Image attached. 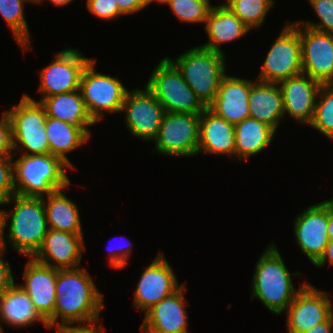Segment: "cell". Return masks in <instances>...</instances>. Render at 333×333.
<instances>
[{
    "mask_svg": "<svg viewBox=\"0 0 333 333\" xmlns=\"http://www.w3.org/2000/svg\"><path fill=\"white\" fill-rule=\"evenodd\" d=\"M53 326L89 323L99 320L104 307L103 294L84 268L57 270ZM61 322L57 323V319Z\"/></svg>",
    "mask_w": 333,
    "mask_h": 333,
    "instance_id": "6da1fadb",
    "label": "cell"
},
{
    "mask_svg": "<svg viewBox=\"0 0 333 333\" xmlns=\"http://www.w3.org/2000/svg\"><path fill=\"white\" fill-rule=\"evenodd\" d=\"M8 204H15V207L12 211L3 209L1 245L7 249L9 241L19 254L32 258L41 247L49 229L43 197H24L14 194L3 203L5 206ZM6 227L9 228L8 239L4 236Z\"/></svg>",
    "mask_w": 333,
    "mask_h": 333,
    "instance_id": "7a4b0ae2",
    "label": "cell"
},
{
    "mask_svg": "<svg viewBox=\"0 0 333 333\" xmlns=\"http://www.w3.org/2000/svg\"><path fill=\"white\" fill-rule=\"evenodd\" d=\"M300 274L290 273L274 242L269 244L256 262L251 284V299L258 298L270 312L276 315L283 313L307 283H300L298 290L294 287L292 275Z\"/></svg>",
    "mask_w": 333,
    "mask_h": 333,
    "instance_id": "3957f363",
    "label": "cell"
},
{
    "mask_svg": "<svg viewBox=\"0 0 333 333\" xmlns=\"http://www.w3.org/2000/svg\"><path fill=\"white\" fill-rule=\"evenodd\" d=\"M72 168L62 158L52 154H32L13 161L15 193L24 197H44L69 187L67 169Z\"/></svg>",
    "mask_w": 333,
    "mask_h": 333,
    "instance_id": "277c9868",
    "label": "cell"
},
{
    "mask_svg": "<svg viewBox=\"0 0 333 333\" xmlns=\"http://www.w3.org/2000/svg\"><path fill=\"white\" fill-rule=\"evenodd\" d=\"M169 59L207 108L217 96L221 79L226 74L225 54L198 46L189 49L174 61Z\"/></svg>",
    "mask_w": 333,
    "mask_h": 333,
    "instance_id": "5b68a950",
    "label": "cell"
},
{
    "mask_svg": "<svg viewBox=\"0 0 333 333\" xmlns=\"http://www.w3.org/2000/svg\"><path fill=\"white\" fill-rule=\"evenodd\" d=\"M145 87L154 94L165 112L200 114L206 108L168 57L153 69Z\"/></svg>",
    "mask_w": 333,
    "mask_h": 333,
    "instance_id": "8992f818",
    "label": "cell"
},
{
    "mask_svg": "<svg viewBox=\"0 0 333 333\" xmlns=\"http://www.w3.org/2000/svg\"><path fill=\"white\" fill-rule=\"evenodd\" d=\"M11 122L13 155L50 154L46 136V112L42 104L24 94L17 105L7 110ZM21 146V147H20Z\"/></svg>",
    "mask_w": 333,
    "mask_h": 333,
    "instance_id": "52a82bcc",
    "label": "cell"
},
{
    "mask_svg": "<svg viewBox=\"0 0 333 333\" xmlns=\"http://www.w3.org/2000/svg\"><path fill=\"white\" fill-rule=\"evenodd\" d=\"M96 60L92 59L84 69L79 90L88 114L95 123L103 113H121L127 88L116 77L95 71Z\"/></svg>",
    "mask_w": 333,
    "mask_h": 333,
    "instance_id": "ba28073f",
    "label": "cell"
},
{
    "mask_svg": "<svg viewBox=\"0 0 333 333\" xmlns=\"http://www.w3.org/2000/svg\"><path fill=\"white\" fill-rule=\"evenodd\" d=\"M300 74L302 54L299 23L288 21L267 53L257 80L280 83Z\"/></svg>",
    "mask_w": 333,
    "mask_h": 333,
    "instance_id": "9c48e42d",
    "label": "cell"
},
{
    "mask_svg": "<svg viewBox=\"0 0 333 333\" xmlns=\"http://www.w3.org/2000/svg\"><path fill=\"white\" fill-rule=\"evenodd\" d=\"M200 114L165 112L155 149L165 156L198 155Z\"/></svg>",
    "mask_w": 333,
    "mask_h": 333,
    "instance_id": "30bf717a",
    "label": "cell"
},
{
    "mask_svg": "<svg viewBox=\"0 0 333 333\" xmlns=\"http://www.w3.org/2000/svg\"><path fill=\"white\" fill-rule=\"evenodd\" d=\"M55 60L40 71L39 92L42 98L79 90L81 76L93 59L84 57L77 49L67 48L55 55Z\"/></svg>",
    "mask_w": 333,
    "mask_h": 333,
    "instance_id": "8fae6325",
    "label": "cell"
},
{
    "mask_svg": "<svg viewBox=\"0 0 333 333\" xmlns=\"http://www.w3.org/2000/svg\"><path fill=\"white\" fill-rule=\"evenodd\" d=\"M121 112L126 113V126L133 136L155 140L165 111L147 87L127 91Z\"/></svg>",
    "mask_w": 333,
    "mask_h": 333,
    "instance_id": "7c38bea8",
    "label": "cell"
},
{
    "mask_svg": "<svg viewBox=\"0 0 333 333\" xmlns=\"http://www.w3.org/2000/svg\"><path fill=\"white\" fill-rule=\"evenodd\" d=\"M302 73L321 84H333V34L299 24Z\"/></svg>",
    "mask_w": 333,
    "mask_h": 333,
    "instance_id": "4fadbf2b",
    "label": "cell"
},
{
    "mask_svg": "<svg viewBox=\"0 0 333 333\" xmlns=\"http://www.w3.org/2000/svg\"><path fill=\"white\" fill-rule=\"evenodd\" d=\"M329 294L307 282L286 309L288 333H304L331 316Z\"/></svg>",
    "mask_w": 333,
    "mask_h": 333,
    "instance_id": "5bb4252c",
    "label": "cell"
},
{
    "mask_svg": "<svg viewBox=\"0 0 333 333\" xmlns=\"http://www.w3.org/2000/svg\"><path fill=\"white\" fill-rule=\"evenodd\" d=\"M176 278L163 253H159L140 276L134 294V307L146 313L181 286Z\"/></svg>",
    "mask_w": 333,
    "mask_h": 333,
    "instance_id": "9a60e30c",
    "label": "cell"
},
{
    "mask_svg": "<svg viewBox=\"0 0 333 333\" xmlns=\"http://www.w3.org/2000/svg\"><path fill=\"white\" fill-rule=\"evenodd\" d=\"M24 285H18L30 298L38 315L53 328L57 269L29 258L24 270Z\"/></svg>",
    "mask_w": 333,
    "mask_h": 333,
    "instance_id": "2e32d148",
    "label": "cell"
},
{
    "mask_svg": "<svg viewBox=\"0 0 333 333\" xmlns=\"http://www.w3.org/2000/svg\"><path fill=\"white\" fill-rule=\"evenodd\" d=\"M327 200L308 207L294 221L297 245L315 264L329 243L327 232Z\"/></svg>",
    "mask_w": 333,
    "mask_h": 333,
    "instance_id": "e0dca14e",
    "label": "cell"
},
{
    "mask_svg": "<svg viewBox=\"0 0 333 333\" xmlns=\"http://www.w3.org/2000/svg\"><path fill=\"white\" fill-rule=\"evenodd\" d=\"M82 250H85L83 234L48 229L41 247L32 258L57 270L73 269L81 265Z\"/></svg>",
    "mask_w": 333,
    "mask_h": 333,
    "instance_id": "ac0fdd59",
    "label": "cell"
},
{
    "mask_svg": "<svg viewBox=\"0 0 333 333\" xmlns=\"http://www.w3.org/2000/svg\"><path fill=\"white\" fill-rule=\"evenodd\" d=\"M185 283L145 313L143 333H190L187 327Z\"/></svg>",
    "mask_w": 333,
    "mask_h": 333,
    "instance_id": "d6986e66",
    "label": "cell"
},
{
    "mask_svg": "<svg viewBox=\"0 0 333 333\" xmlns=\"http://www.w3.org/2000/svg\"><path fill=\"white\" fill-rule=\"evenodd\" d=\"M278 85L282 93L284 115L287 113L298 123L309 125L322 84L302 73L283 80Z\"/></svg>",
    "mask_w": 333,
    "mask_h": 333,
    "instance_id": "ffe728a7",
    "label": "cell"
},
{
    "mask_svg": "<svg viewBox=\"0 0 333 333\" xmlns=\"http://www.w3.org/2000/svg\"><path fill=\"white\" fill-rule=\"evenodd\" d=\"M253 83L225 74L221 79L217 96L207 108L233 125L240 123L250 117L248 100Z\"/></svg>",
    "mask_w": 333,
    "mask_h": 333,
    "instance_id": "44dd1931",
    "label": "cell"
},
{
    "mask_svg": "<svg viewBox=\"0 0 333 333\" xmlns=\"http://www.w3.org/2000/svg\"><path fill=\"white\" fill-rule=\"evenodd\" d=\"M227 154L235 158L234 125L208 108L200 113L198 153Z\"/></svg>",
    "mask_w": 333,
    "mask_h": 333,
    "instance_id": "7402d4cb",
    "label": "cell"
},
{
    "mask_svg": "<svg viewBox=\"0 0 333 333\" xmlns=\"http://www.w3.org/2000/svg\"><path fill=\"white\" fill-rule=\"evenodd\" d=\"M205 30L208 35V43L202 47L215 52L223 53L221 44L233 42L251 31L240 18L223 3L212 6L208 13Z\"/></svg>",
    "mask_w": 333,
    "mask_h": 333,
    "instance_id": "603a6c76",
    "label": "cell"
},
{
    "mask_svg": "<svg viewBox=\"0 0 333 333\" xmlns=\"http://www.w3.org/2000/svg\"><path fill=\"white\" fill-rule=\"evenodd\" d=\"M250 117L271 126L276 132L284 117L282 93L278 83L256 80L249 95Z\"/></svg>",
    "mask_w": 333,
    "mask_h": 333,
    "instance_id": "cb8c5ba5",
    "label": "cell"
},
{
    "mask_svg": "<svg viewBox=\"0 0 333 333\" xmlns=\"http://www.w3.org/2000/svg\"><path fill=\"white\" fill-rule=\"evenodd\" d=\"M39 102L47 117L65 121L78 128L88 129L96 124L87 112L80 90L41 98Z\"/></svg>",
    "mask_w": 333,
    "mask_h": 333,
    "instance_id": "d4e9b609",
    "label": "cell"
},
{
    "mask_svg": "<svg viewBox=\"0 0 333 333\" xmlns=\"http://www.w3.org/2000/svg\"><path fill=\"white\" fill-rule=\"evenodd\" d=\"M0 321L18 328L42 322L47 328V323L38 315L28 295L17 284L0 295ZM0 330L3 331L1 323Z\"/></svg>",
    "mask_w": 333,
    "mask_h": 333,
    "instance_id": "484cf974",
    "label": "cell"
},
{
    "mask_svg": "<svg viewBox=\"0 0 333 333\" xmlns=\"http://www.w3.org/2000/svg\"><path fill=\"white\" fill-rule=\"evenodd\" d=\"M235 157L239 160L249 158L266 149L273 140L276 131L268 124L247 117L234 125Z\"/></svg>",
    "mask_w": 333,
    "mask_h": 333,
    "instance_id": "4316f807",
    "label": "cell"
},
{
    "mask_svg": "<svg viewBox=\"0 0 333 333\" xmlns=\"http://www.w3.org/2000/svg\"><path fill=\"white\" fill-rule=\"evenodd\" d=\"M46 136L49 142L50 154L62 158L73 169L67 153L82 147L90 138V131L87 128H78L65 121L56 120L51 117L46 119Z\"/></svg>",
    "mask_w": 333,
    "mask_h": 333,
    "instance_id": "83f0119b",
    "label": "cell"
},
{
    "mask_svg": "<svg viewBox=\"0 0 333 333\" xmlns=\"http://www.w3.org/2000/svg\"><path fill=\"white\" fill-rule=\"evenodd\" d=\"M43 205L49 229L83 234L78 206L68 199L62 189L44 196Z\"/></svg>",
    "mask_w": 333,
    "mask_h": 333,
    "instance_id": "f1b7e54d",
    "label": "cell"
},
{
    "mask_svg": "<svg viewBox=\"0 0 333 333\" xmlns=\"http://www.w3.org/2000/svg\"><path fill=\"white\" fill-rule=\"evenodd\" d=\"M33 0H0V15L10 27L18 45L23 50L31 49L30 34L24 16V4Z\"/></svg>",
    "mask_w": 333,
    "mask_h": 333,
    "instance_id": "f546056e",
    "label": "cell"
},
{
    "mask_svg": "<svg viewBox=\"0 0 333 333\" xmlns=\"http://www.w3.org/2000/svg\"><path fill=\"white\" fill-rule=\"evenodd\" d=\"M226 1V2H225ZM224 5L234 12L249 28L254 29L264 23L266 14L275 4L274 0H225ZM254 27V28H253Z\"/></svg>",
    "mask_w": 333,
    "mask_h": 333,
    "instance_id": "4dcf8cb0",
    "label": "cell"
},
{
    "mask_svg": "<svg viewBox=\"0 0 333 333\" xmlns=\"http://www.w3.org/2000/svg\"><path fill=\"white\" fill-rule=\"evenodd\" d=\"M321 96V97H320ZM316 99L314 116L309 124L333 141V84H322Z\"/></svg>",
    "mask_w": 333,
    "mask_h": 333,
    "instance_id": "1f68e13d",
    "label": "cell"
},
{
    "mask_svg": "<svg viewBox=\"0 0 333 333\" xmlns=\"http://www.w3.org/2000/svg\"><path fill=\"white\" fill-rule=\"evenodd\" d=\"M169 7L181 22L205 23L212 8L209 0H170Z\"/></svg>",
    "mask_w": 333,
    "mask_h": 333,
    "instance_id": "d6a6232c",
    "label": "cell"
},
{
    "mask_svg": "<svg viewBox=\"0 0 333 333\" xmlns=\"http://www.w3.org/2000/svg\"><path fill=\"white\" fill-rule=\"evenodd\" d=\"M320 22L297 21L300 25L333 34V0H309Z\"/></svg>",
    "mask_w": 333,
    "mask_h": 333,
    "instance_id": "836d02e7",
    "label": "cell"
},
{
    "mask_svg": "<svg viewBox=\"0 0 333 333\" xmlns=\"http://www.w3.org/2000/svg\"><path fill=\"white\" fill-rule=\"evenodd\" d=\"M13 156L0 157V202L4 203L15 193L13 183Z\"/></svg>",
    "mask_w": 333,
    "mask_h": 333,
    "instance_id": "e575fe53",
    "label": "cell"
},
{
    "mask_svg": "<svg viewBox=\"0 0 333 333\" xmlns=\"http://www.w3.org/2000/svg\"><path fill=\"white\" fill-rule=\"evenodd\" d=\"M86 4L89 12L100 19L114 20L122 16L115 0H87Z\"/></svg>",
    "mask_w": 333,
    "mask_h": 333,
    "instance_id": "d590c367",
    "label": "cell"
},
{
    "mask_svg": "<svg viewBox=\"0 0 333 333\" xmlns=\"http://www.w3.org/2000/svg\"><path fill=\"white\" fill-rule=\"evenodd\" d=\"M13 156L11 122L7 111L0 118V157Z\"/></svg>",
    "mask_w": 333,
    "mask_h": 333,
    "instance_id": "8d00e7d4",
    "label": "cell"
},
{
    "mask_svg": "<svg viewBox=\"0 0 333 333\" xmlns=\"http://www.w3.org/2000/svg\"><path fill=\"white\" fill-rule=\"evenodd\" d=\"M131 248H132L131 243H128L125 249L124 246L122 247L121 243L116 248L111 247L109 249V254H110L109 255L110 260H108L109 265L114 269H123L124 267H126V264L128 262L127 260L129 259V255L131 254L132 251Z\"/></svg>",
    "mask_w": 333,
    "mask_h": 333,
    "instance_id": "74e56055",
    "label": "cell"
},
{
    "mask_svg": "<svg viewBox=\"0 0 333 333\" xmlns=\"http://www.w3.org/2000/svg\"><path fill=\"white\" fill-rule=\"evenodd\" d=\"M4 252L6 249L0 244V295L15 284L10 264L2 258Z\"/></svg>",
    "mask_w": 333,
    "mask_h": 333,
    "instance_id": "f35d334b",
    "label": "cell"
},
{
    "mask_svg": "<svg viewBox=\"0 0 333 333\" xmlns=\"http://www.w3.org/2000/svg\"><path fill=\"white\" fill-rule=\"evenodd\" d=\"M99 324V320L89 322V323H79V325L73 326L72 324H66L57 329V333H104L102 325Z\"/></svg>",
    "mask_w": 333,
    "mask_h": 333,
    "instance_id": "ab89813d",
    "label": "cell"
},
{
    "mask_svg": "<svg viewBox=\"0 0 333 333\" xmlns=\"http://www.w3.org/2000/svg\"><path fill=\"white\" fill-rule=\"evenodd\" d=\"M122 15H130L147 6L146 0H115Z\"/></svg>",
    "mask_w": 333,
    "mask_h": 333,
    "instance_id": "60d3db41",
    "label": "cell"
},
{
    "mask_svg": "<svg viewBox=\"0 0 333 333\" xmlns=\"http://www.w3.org/2000/svg\"><path fill=\"white\" fill-rule=\"evenodd\" d=\"M327 259L330 265H333V240H329V243L325 247L324 253L320 259L314 264L316 267H323Z\"/></svg>",
    "mask_w": 333,
    "mask_h": 333,
    "instance_id": "b9f144b4",
    "label": "cell"
},
{
    "mask_svg": "<svg viewBox=\"0 0 333 333\" xmlns=\"http://www.w3.org/2000/svg\"><path fill=\"white\" fill-rule=\"evenodd\" d=\"M333 329V320L330 316L326 321L312 327L310 330L304 333H331Z\"/></svg>",
    "mask_w": 333,
    "mask_h": 333,
    "instance_id": "7bdbcfd3",
    "label": "cell"
},
{
    "mask_svg": "<svg viewBox=\"0 0 333 333\" xmlns=\"http://www.w3.org/2000/svg\"><path fill=\"white\" fill-rule=\"evenodd\" d=\"M327 232L329 240H333V201L327 200Z\"/></svg>",
    "mask_w": 333,
    "mask_h": 333,
    "instance_id": "ee69618b",
    "label": "cell"
},
{
    "mask_svg": "<svg viewBox=\"0 0 333 333\" xmlns=\"http://www.w3.org/2000/svg\"><path fill=\"white\" fill-rule=\"evenodd\" d=\"M43 0H36L34 3H40ZM56 6H63L69 4L73 0H49Z\"/></svg>",
    "mask_w": 333,
    "mask_h": 333,
    "instance_id": "f6af8a7d",
    "label": "cell"
},
{
    "mask_svg": "<svg viewBox=\"0 0 333 333\" xmlns=\"http://www.w3.org/2000/svg\"><path fill=\"white\" fill-rule=\"evenodd\" d=\"M0 205L3 206V203L0 202ZM3 209H0V244L3 236Z\"/></svg>",
    "mask_w": 333,
    "mask_h": 333,
    "instance_id": "bcb514c9",
    "label": "cell"
},
{
    "mask_svg": "<svg viewBox=\"0 0 333 333\" xmlns=\"http://www.w3.org/2000/svg\"><path fill=\"white\" fill-rule=\"evenodd\" d=\"M158 2L159 4H168L170 2V0H146L147 3V7L150 3L152 2Z\"/></svg>",
    "mask_w": 333,
    "mask_h": 333,
    "instance_id": "7dc6e473",
    "label": "cell"
},
{
    "mask_svg": "<svg viewBox=\"0 0 333 333\" xmlns=\"http://www.w3.org/2000/svg\"><path fill=\"white\" fill-rule=\"evenodd\" d=\"M331 316L333 317V305H331Z\"/></svg>",
    "mask_w": 333,
    "mask_h": 333,
    "instance_id": "c3c4849f",
    "label": "cell"
}]
</instances>
